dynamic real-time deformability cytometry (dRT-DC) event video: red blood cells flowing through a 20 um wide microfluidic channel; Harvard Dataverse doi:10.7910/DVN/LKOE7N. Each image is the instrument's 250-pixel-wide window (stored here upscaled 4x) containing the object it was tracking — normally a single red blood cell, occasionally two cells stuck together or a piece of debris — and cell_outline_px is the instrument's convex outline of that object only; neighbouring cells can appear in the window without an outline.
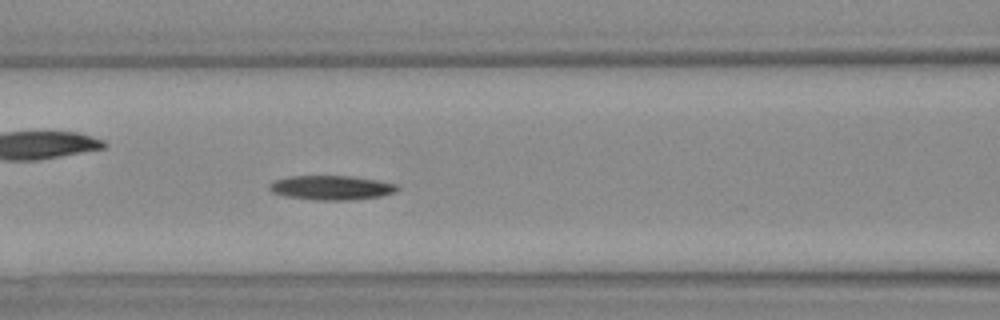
{"species": "Egyptian fruit bat (a non-hibernating species)", "species_latin": "Rousettus aegyptiacus", "temperature_condition": "warm", "stored_images_in_passage": 35, "camera_frame_rate_fps": 3000, "um_per_image_px": 0.085, "animal": {"sex": "female"}, "frame": {"image": 1, "passage_image": 16, "time_ms": 5.0, "image_size_px": [1000, 320], "cell_outline_px": [[400, 188], [392, 192], [380, 196], [348, 200], [316, 200], [284, 196], [272, 192], [268, 188], [268, 184], [272, 180], [288, 176], [352, 176], [376, 180], [396, 184]], "centroid_in_image_um": [28.08, 15.94], "position_along_channel_um": 138.5, "area_um2": 18.15}}